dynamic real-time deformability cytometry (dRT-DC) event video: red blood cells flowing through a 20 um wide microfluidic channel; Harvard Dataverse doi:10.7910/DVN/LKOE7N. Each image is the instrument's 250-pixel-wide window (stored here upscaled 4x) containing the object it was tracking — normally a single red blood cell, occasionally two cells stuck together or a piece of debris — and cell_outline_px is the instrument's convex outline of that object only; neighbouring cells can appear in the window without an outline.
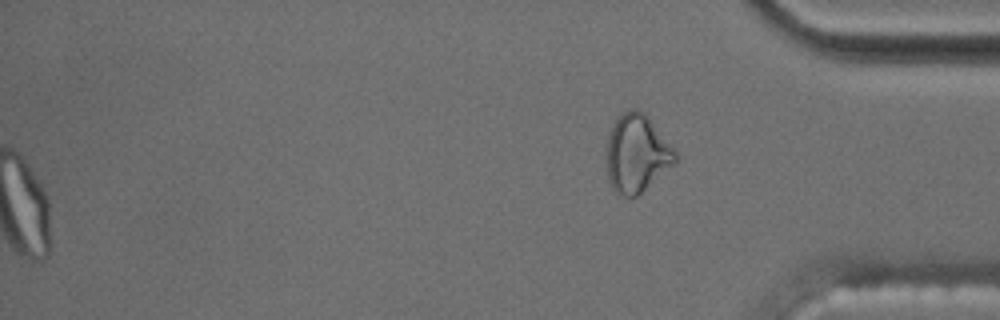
{"species": "common noctule bat (a hibernating species)", "species_latin": "Nyctalus noctula", "temperature_condition": "cold", "stored_images_in_passage": 41, "segment_of_instrument_passage": [2, 2], "camera_frame_rate_fps": 3000, "um_per_image_px": 0.085, "animal": {"sex": "male", "body_mass_g": 17.5, "forearm_length_mm": 52.3}, "frame": {"image": 1, "passage_image": 41, "time_ms": 13.333, "image_size_px": [1000, 320], "cell_outline_px": [[680, 160], [676, 164], [636, 196], [624, 196], [616, 192], [612, 188], [608, 180], [604, 152], [604, 148], [608, 132], [616, 116], [620, 112], [632, 108], [636, 108], [644, 112], [648, 116], [676, 152]], "centroid_in_image_um": [54.08, 13.01], "position_along_channel_um": 381.1, "area_um2": 32.08}}